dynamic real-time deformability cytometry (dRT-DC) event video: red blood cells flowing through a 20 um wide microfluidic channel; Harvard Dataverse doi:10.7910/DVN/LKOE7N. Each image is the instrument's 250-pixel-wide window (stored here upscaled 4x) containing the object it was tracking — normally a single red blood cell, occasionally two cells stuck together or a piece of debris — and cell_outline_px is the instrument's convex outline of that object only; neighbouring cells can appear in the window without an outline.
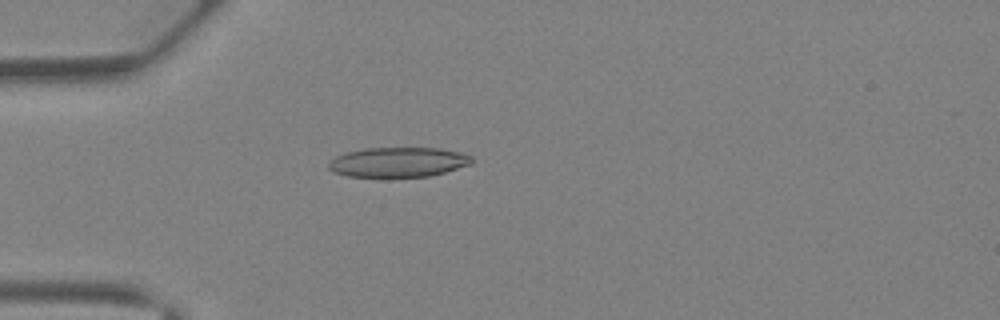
{"species": "Egyptian fruit bat (a non-hibernating species)", "species_latin": "Rousettus aegyptiacus", "temperature_condition": "warm", "stored_images_in_passage": 41, "camera_frame_rate_fps": 3000, "um_per_image_px": 0.085, "animal": {"sex": "female"}, "frame": {"image": 1, "passage_image": 12, "time_ms": 3.667, "image_size_px": [1000, 320], "cell_outline_px": [[472, 164], [444, 172], [428, 176], [348, 176], [332, 172], [328, 168], [328, 164], [336, 156], [344, 152], [364, 148], [440, 148], [460, 152], [472, 156]], "centroid_in_image_um": [33.84, 13.77], "position_along_channel_um": 51.2, "area_um2": 24.74}}
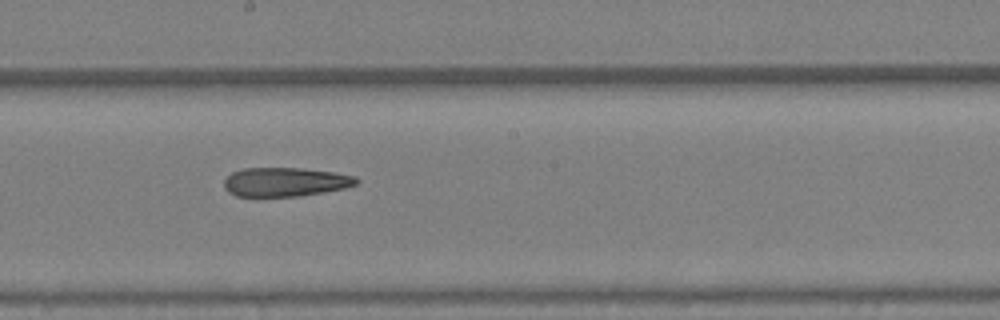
{"frame": {"image": 2, "passage_image": 23, "time_ms": 7.333, "image_size_px": [1000, 320], "cell_outline_px": [[360, 180], [356, 184], [344, 188], [324, 192], [300, 196], [256, 200], [236, 196], [228, 192], [224, 188], [224, 180], [232, 172], [244, 168], [300, 168], [336, 172], [356, 176]], "centroid_in_image_um": [24.19, 15.51], "position_along_channel_um": 224.0, "area_um2": 23.35}}
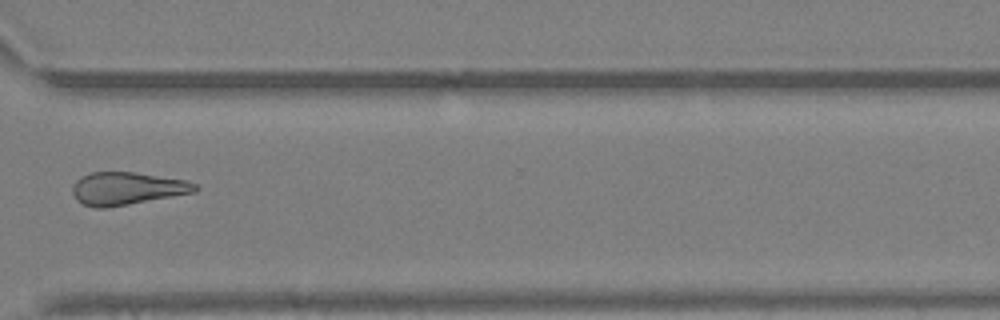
{"frame": {"image": 3, "passage_image": 31, "time_ms": 10.0, "image_size_px": [1000, 320], "cell_outline_px": [[200, 188], [196, 192], [108, 208], [96, 208], [84, 204], [76, 200], [72, 192], [72, 188], [76, 180], [80, 176], [88, 172], [136, 172], [184, 180], [196, 184]], "centroid_in_image_um": [10.77, 16.02], "position_along_channel_um": 359.8, "area_um2": 23.52}}